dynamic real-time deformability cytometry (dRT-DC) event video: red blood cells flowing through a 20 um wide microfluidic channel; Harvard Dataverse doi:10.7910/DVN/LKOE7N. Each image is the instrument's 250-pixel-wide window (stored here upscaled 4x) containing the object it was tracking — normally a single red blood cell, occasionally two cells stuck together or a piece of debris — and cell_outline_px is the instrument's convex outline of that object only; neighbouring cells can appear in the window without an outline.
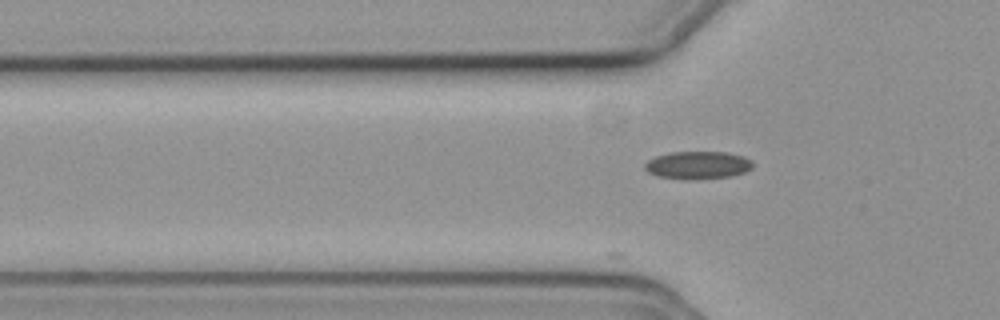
{"species": "common noctule bat (a hibernating species)", "species_latin": "Nyctalus noctula", "temperature_condition": "cold", "stored_images_in_passage": 11, "camera_frame_rate_fps": 3000, "um_per_image_px": 0.085, "animal": {"sex": "female", "body_mass_g": 19.3, "forearm_length_mm": 54.1}, "frame": {"image": 1, "passage_image": 2, "time_ms": 0.333, "image_size_px": [1000, 320], "cell_outline_px": [[752, 168], [744, 172], [728, 176], [656, 176], [648, 172], [644, 168], [644, 164], [648, 160], [656, 156], [672, 152], [728, 152], [744, 156], [752, 160]], "centroid_in_image_um": [59.33, 13.96], "position_along_channel_um": 66.5, "area_um2": 16.42}}
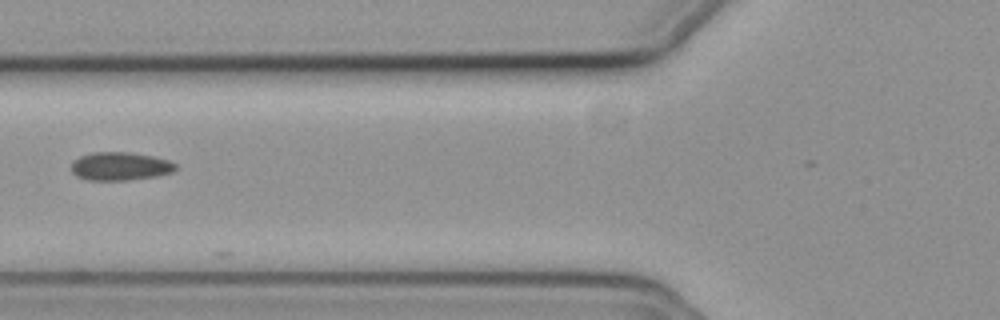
{"frame": {"image": 2, "passage_image": 6, "time_ms": 1.667, "image_size_px": [1000, 320], "cell_outline_px": [[176, 168], [172, 172], [156, 176], [128, 180], [88, 180], [76, 176], [72, 172], [72, 164], [80, 156], [92, 152], [128, 152], [152, 156], [168, 160], [176, 164]], "centroid_in_image_um": [10.21, 14.13], "position_along_channel_um": 115.6, "area_um2": 17.05}}
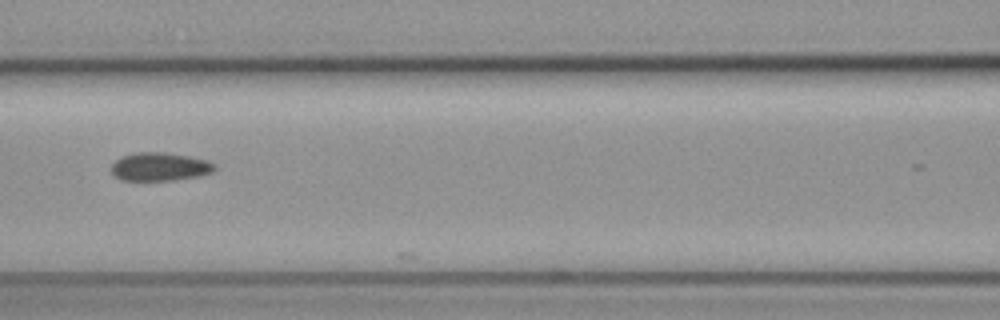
{"frame": {"image": 3, "passage_image": 9, "time_ms": 2.667, "image_size_px": [1000, 320], "cell_outline_px": [[216, 168], [212, 172], [200, 176], [176, 180], [120, 180], [112, 172], [112, 164], [120, 156], [136, 152], [164, 152], [188, 156], [208, 160], [216, 164]], "centroid_in_image_um": [13.61, 14.17], "position_along_channel_um": 153.0, "area_um2": 17.17}}